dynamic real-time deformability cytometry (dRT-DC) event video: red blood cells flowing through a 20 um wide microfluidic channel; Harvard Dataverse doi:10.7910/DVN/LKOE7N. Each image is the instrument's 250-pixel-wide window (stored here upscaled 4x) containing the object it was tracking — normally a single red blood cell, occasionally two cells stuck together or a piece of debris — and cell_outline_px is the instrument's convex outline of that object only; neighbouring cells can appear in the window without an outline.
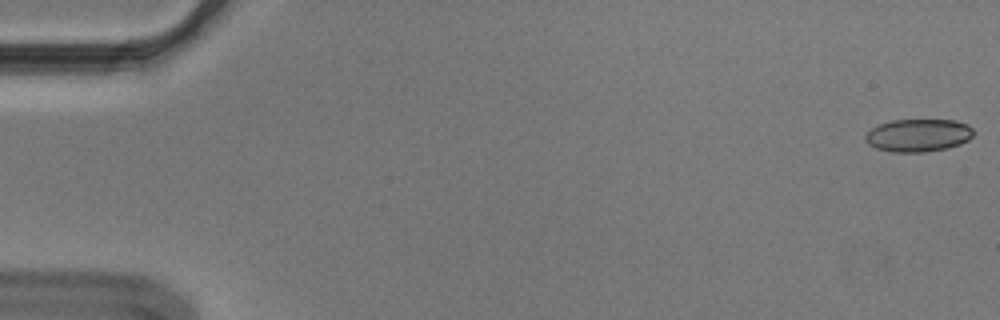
{"species": "Egyptian fruit bat (a non-hibernating species)", "species_latin": "Rousettus aegyptiacus", "temperature_condition": "cold", "stored_images_in_passage": 55, "segment_of_instrument_passage": [1, 2], "camera_frame_rate_fps": 3000, "um_per_image_px": 0.085, "animal": {"sex": "male"}, "frame": {"image": 1, "passage_image": 1, "time_ms": 0.0, "image_size_px": [1000, 320], "cell_outline_px": [[976, 132], [968, 140], [960, 144], [948, 148], [924, 152], [892, 152], [876, 148], [868, 144], [864, 140], [864, 136], [872, 128], [880, 124], [892, 120], [956, 120], [968, 124]], "centroid_in_image_um": [78.07, 11.5], "position_along_channel_um": 6.9, "area_um2": 20.81}}
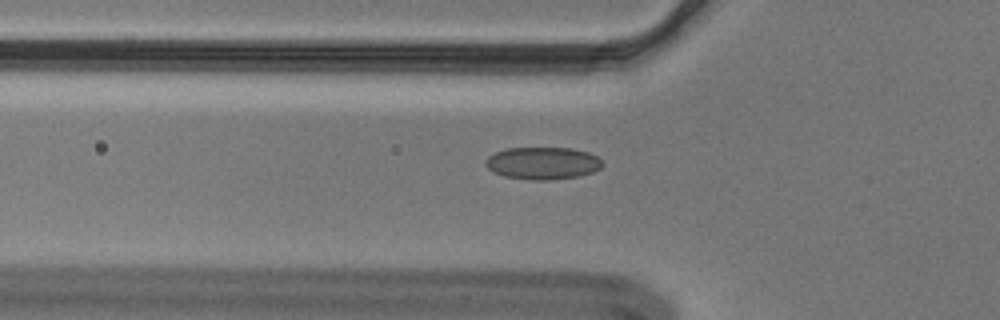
{"frame": {"image": 2, "passage_image": 19, "time_ms": 6.0, "image_size_px": [1000, 320], "cell_outline_px": [[604, 164], [600, 168], [592, 172], [580, 176], [548, 180], [532, 180], [504, 176], [488, 168], [484, 164], [488, 156], [496, 152], [508, 148], [572, 148], [588, 152], [596, 156]], "centroid_in_image_um": [46.14, 13.87], "position_along_channel_um": 79.7, "area_um2": 21.91}}
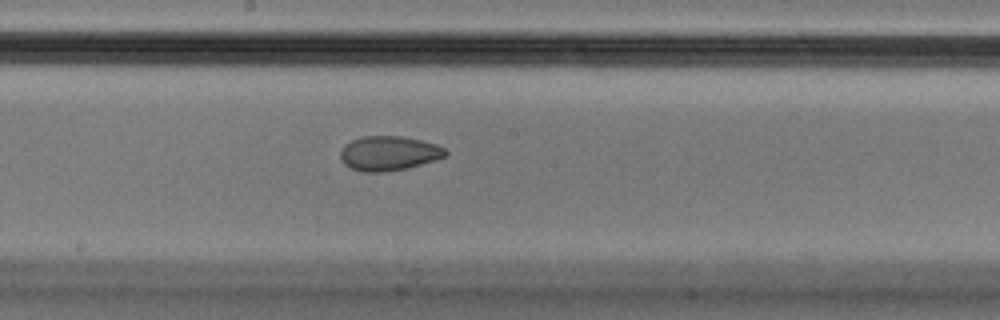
{"frame": {"image": 3, "passage_image": 30, "time_ms": 9.667, "image_size_px": [1000, 320], "cell_outline_px": [[448, 152], [444, 156], [436, 160], [408, 168], [384, 172], [360, 172], [344, 164], [340, 160], [340, 152], [344, 144], [360, 136], [400, 136], [420, 140], [436, 144], [444, 148]], "centroid_in_image_um": [33.02, 13.03], "position_along_channel_um": 215.2, "area_um2": 21.27}}